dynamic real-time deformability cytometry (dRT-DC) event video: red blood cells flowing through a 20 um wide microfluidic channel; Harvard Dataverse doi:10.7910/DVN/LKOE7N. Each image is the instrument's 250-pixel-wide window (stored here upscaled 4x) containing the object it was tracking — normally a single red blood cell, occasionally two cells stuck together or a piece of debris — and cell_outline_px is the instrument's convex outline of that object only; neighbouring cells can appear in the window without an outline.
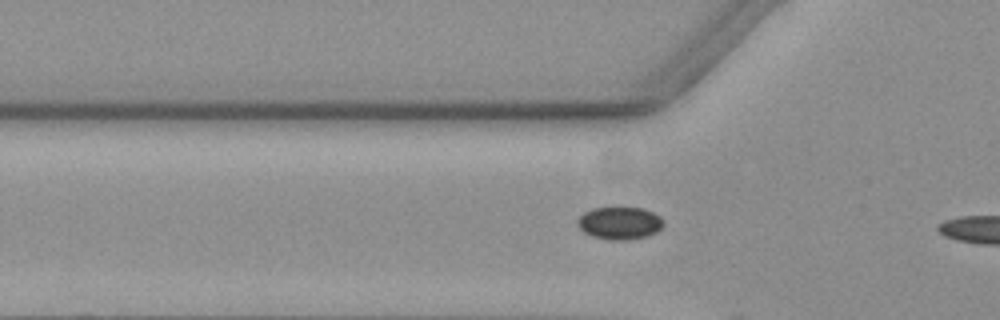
{"species": "common noctule bat (a hibernating species)", "species_latin": "Nyctalus noctula", "temperature_condition": "warm", "stored_images_in_passage": 5, "camera_frame_rate_fps": 3000, "um_per_image_px": 0.085, "animal": {"sex": "female", "body_mass_g": 19.3, "forearm_length_mm": 54.1}, "frame": {"image": 1, "passage_image": 2, "time_ms": 0.333, "image_size_px": [1000, 320], "cell_outline_px": [[664, 224], [656, 232], [648, 236], [632, 240], [604, 240], [592, 236], [584, 232], [576, 224], [576, 220], [584, 212], [592, 208], [644, 208], [660, 216], [664, 220]], "centroid_in_image_um": [52.67, 18.98], "position_along_channel_um": 73.1, "area_um2": 16.53}}